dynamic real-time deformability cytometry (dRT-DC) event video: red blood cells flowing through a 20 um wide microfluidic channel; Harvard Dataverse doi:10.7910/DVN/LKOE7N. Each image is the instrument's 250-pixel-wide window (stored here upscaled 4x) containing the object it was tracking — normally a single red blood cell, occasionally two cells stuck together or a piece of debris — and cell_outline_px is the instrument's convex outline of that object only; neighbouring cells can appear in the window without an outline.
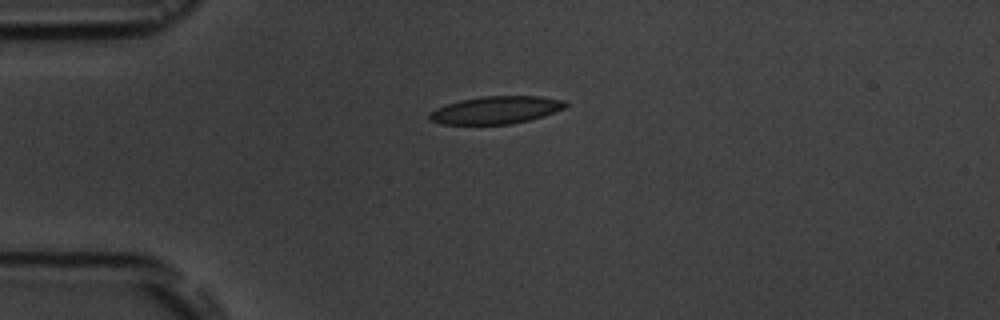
{"species": "common noctule bat (a hibernating species)", "species_latin": "Nyctalus noctula", "temperature_condition": "room temperature", "stored_images_in_passage": 2, "camera_frame_rate_fps": 3000, "um_per_image_px": 0.085, "animal": {"sex": "male", "body_mass_g": 19.5, "forearm_length_mm": 54.6}, "frame": {"image": 1, "passage_image": 1, "time_ms": 0.0, "image_size_px": [1000, 320], "cell_outline_px": [[568, 104], [564, 108], [544, 116], [512, 124], [440, 124], [428, 120], [428, 112], [436, 108], [460, 100], [480, 96], [540, 96], [564, 100]], "centroid_in_image_um": [42.13, 9.35], "position_along_channel_um": 42.9, "area_um2": 21.96}}